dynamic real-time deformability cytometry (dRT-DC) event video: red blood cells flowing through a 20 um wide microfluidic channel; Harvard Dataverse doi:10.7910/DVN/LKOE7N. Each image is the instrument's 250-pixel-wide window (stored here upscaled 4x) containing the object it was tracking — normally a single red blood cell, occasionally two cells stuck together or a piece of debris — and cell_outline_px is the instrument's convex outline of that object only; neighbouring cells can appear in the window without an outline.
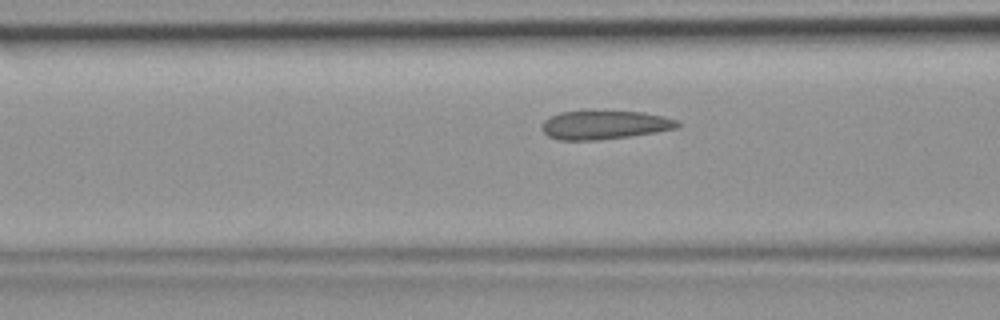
{"species": "common noctule bat (a hibernating species)", "species_latin": "Nyctalus noctula", "temperature_condition": "room temperature", "stored_images_in_passage": 9, "camera_frame_rate_fps": 3000, "um_per_image_px": 0.085, "animal": {"sex": "female", "body_mass_g": 19.9}, "frame": {"image": 1, "passage_image": 7, "time_ms": 2.0, "image_size_px": [1000, 320], "cell_outline_px": [[680, 124], [676, 128], [656, 132], [628, 136], [596, 140], [560, 140], [548, 136], [540, 128], [540, 124], [544, 120], [560, 112], [644, 112], [664, 116], [680, 120]], "centroid_in_image_um": [51.39, 10.62], "position_along_channel_um": 115.2, "area_um2": 22.43}}